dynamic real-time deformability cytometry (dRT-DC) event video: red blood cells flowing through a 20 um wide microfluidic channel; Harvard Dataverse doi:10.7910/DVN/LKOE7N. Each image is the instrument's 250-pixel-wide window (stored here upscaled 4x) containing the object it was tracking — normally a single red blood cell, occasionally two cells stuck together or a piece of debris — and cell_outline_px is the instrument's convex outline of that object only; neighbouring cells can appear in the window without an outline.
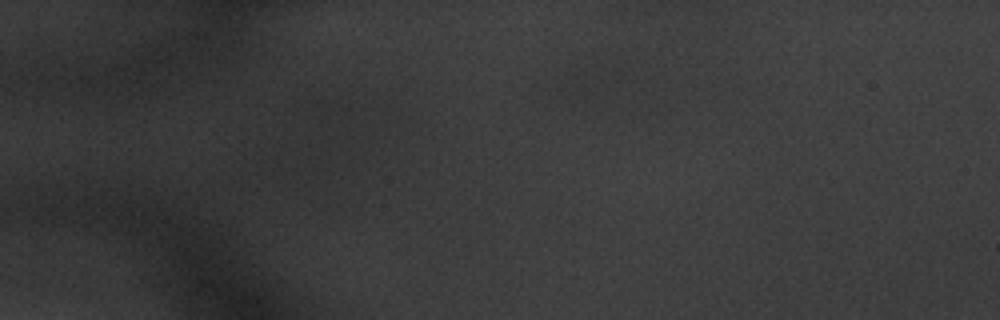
{"species": "common noctule bat (a hibernating species)", "species_latin": "Nyctalus noctula", "temperature_condition": "warm", "stored_images_in_passage": 3, "camera_frame_rate_fps": 3000, "um_per_image_px": 0.085, "animal": {"sex": "male", "body_mass_g": 20.1, "forearm_length_mm": 53.5}, "frame": {"image": 1, "passage_image": 1, "time_ms": 0.0, "image_size_px": [1000, 320], "cell_outline_px": [[636, 64], [632, 76], [600, 88], [580, 92], [572, 88], [568, 76], [568, 64], [620, 44]], "centroid_in_image_um": [51.08, 5.89], "position_along_channel_um": 33.9, "area_um2": 15.03}}